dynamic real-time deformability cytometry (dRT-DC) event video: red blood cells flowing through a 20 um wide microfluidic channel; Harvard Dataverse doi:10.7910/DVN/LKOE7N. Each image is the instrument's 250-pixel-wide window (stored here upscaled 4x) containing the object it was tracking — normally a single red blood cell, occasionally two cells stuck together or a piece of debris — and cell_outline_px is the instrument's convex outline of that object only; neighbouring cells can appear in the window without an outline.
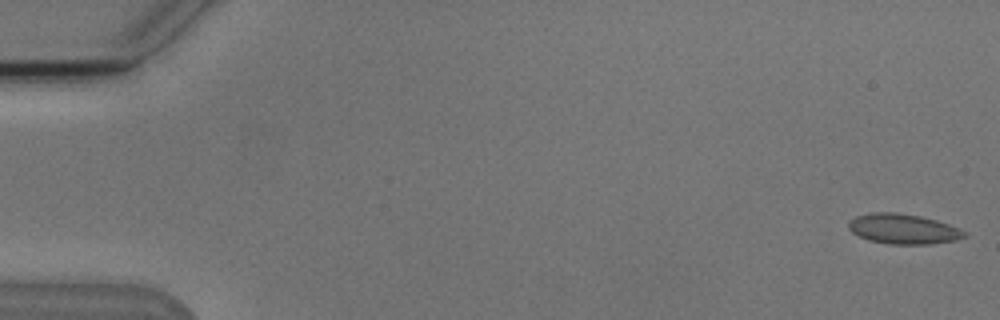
{"species": "Egyptian fruit bat (a non-hibernating species)", "species_latin": "Rousettus aegyptiacus", "temperature_condition": "cold", "stored_images_in_passage": 4, "camera_frame_rate_fps": 3000, "um_per_image_px": 0.085, "animal": {"sex": "male"}, "frame": {"image": 1, "passage_image": 1, "time_ms": 0.0, "image_size_px": [1000, 320], "cell_outline_px": [[968, 236], [956, 240], [932, 244], [888, 244], [868, 240], [852, 232], [848, 228], [848, 224], [856, 216], [872, 212], [892, 212], [920, 216], [936, 220], [960, 228], [968, 232]], "centroid_in_image_um": [76.82, 19.47], "position_along_channel_um": 8.2, "area_um2": 20.35}}